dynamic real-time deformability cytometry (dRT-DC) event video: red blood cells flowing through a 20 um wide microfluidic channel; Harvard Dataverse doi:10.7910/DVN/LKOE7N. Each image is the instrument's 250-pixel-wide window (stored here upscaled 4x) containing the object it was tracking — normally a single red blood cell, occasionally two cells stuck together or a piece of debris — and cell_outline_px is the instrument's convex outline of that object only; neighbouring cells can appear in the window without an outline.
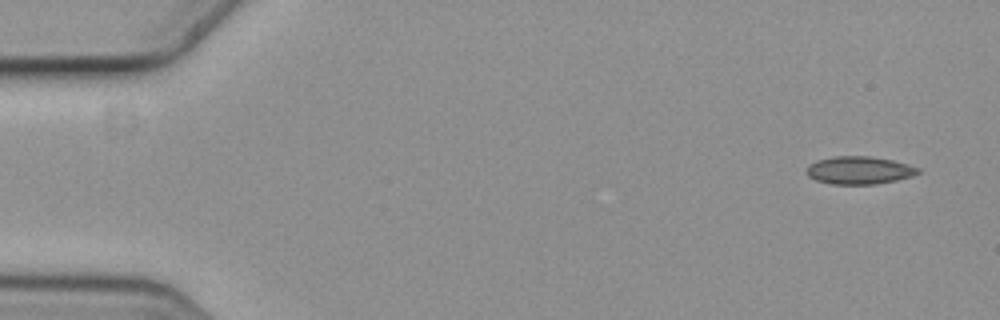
{"species": "common noctule bat (a hibernating species)", "species_latin": "Nyctalus noctula", "temperature_condition": "cold", "stored_images_in_passage": 5, "camera_frame_rate_fps": 3000, "um_per_image_px": 0.085, "animal": {"sex": "female", "body_mass_g": 19.3, "forearm_length_mm": 54.1}, "frame": {"image": 1, "passage_image": 1, "time_ms": 0.0, "image_size_px": [1000, 320], "cell_outline_px": [[920, 172], [912, 176], [896, 180], [876, 184], [832, 184], [816, 180], [808, 176], [804, 172], [808, 164], [816, 160], [832, 156], [868, 156], [892, 160], [908, 164], [920, 168]], "centroid_in_image_um": [72.99, 14.47], "position_along_channel_um": 12.0, "area_um2": 18.21}}